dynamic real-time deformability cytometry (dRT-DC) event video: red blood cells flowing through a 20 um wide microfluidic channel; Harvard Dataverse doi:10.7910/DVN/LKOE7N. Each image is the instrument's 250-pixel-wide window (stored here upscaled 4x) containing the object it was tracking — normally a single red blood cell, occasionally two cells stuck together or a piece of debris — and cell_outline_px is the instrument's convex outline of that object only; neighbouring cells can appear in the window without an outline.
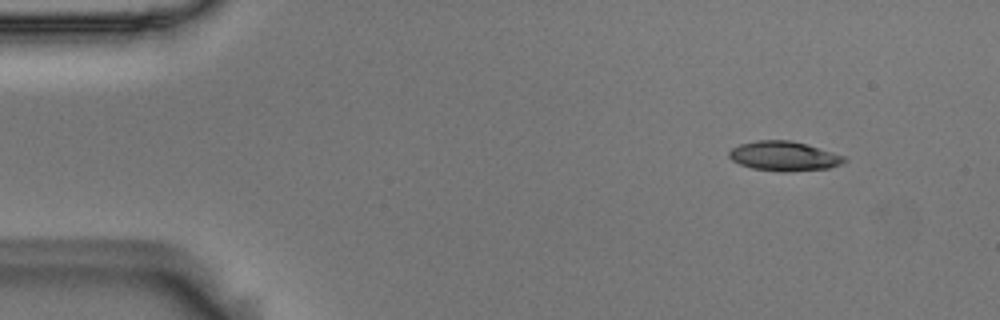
{"species": "Egyptian fruit bat (a non-hibernating species)", "species_latin": "Rousettus aegyptiacus", "temperature_condition": "room temperature", "stored_images_in_passage": 50, "camera_frame_rate_fps": 3000, "um_per_image_px": 0.085, "animal": {"sex": "male"}, "frame": {"image": 1, "passage_image": 1, "time_ms": 0.0, "image_size_px": [1000, 320], "cell_outline_px": [[848, 160], [840, 164], [828, 168], [784, 172], [752, 168], [740, 164], [732, 160], [728, 156], [728, 152], [732, 148], [740, 144], [756, 140], [792, 140], [844, 156]], "centroid_in_image_um": [66.6, 13.26], "position_along_channel_um": 18.4, "area_um2": 19.65}}
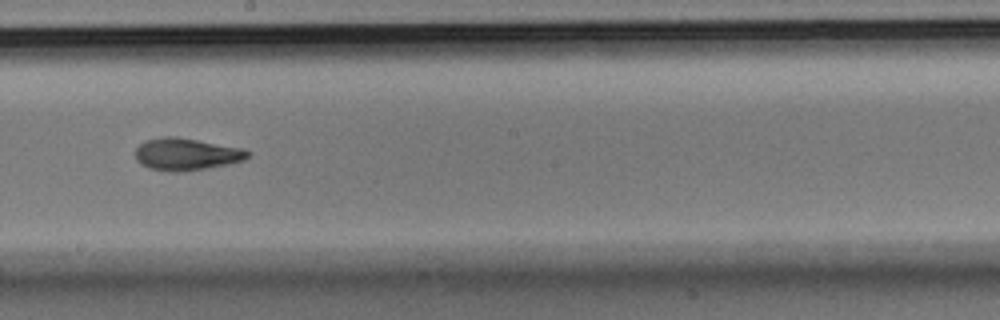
{"frame": {"image": 2, "passage_image": 26, "time_ms": 8.333, "image_size_px": [1000, 320], "cell_outline_px": [[252, 152], [244, 160], [228, 164], [180, 172], [176, 172], [148, 168], [140, 164], [136, 160], [136, 148], [144, 140], [160, 136], [176, 136], [244, 148]], "centroid_in_image_um": [15.83, 13.09], "position_along_channel_um": 232.4, "area_um2": 21.21}}
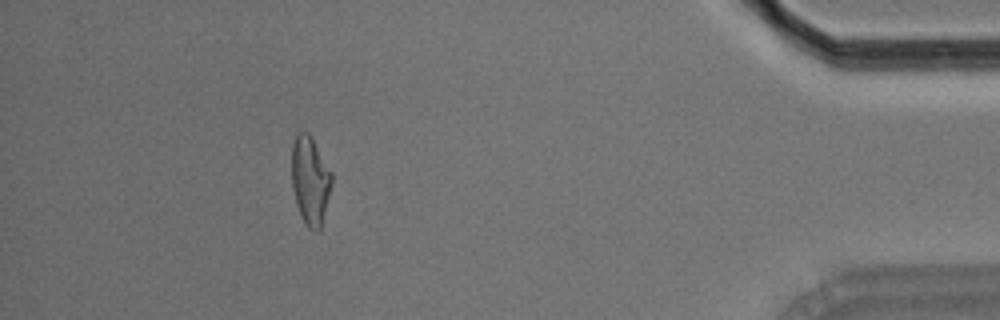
{"frame": {"image": 3, "passage_image": 45, "time_ms": 14.667, "image_size_px": [1000, 320], "cell_outline_px": [[332, 184], [320, 228], [316, 232], [308, 228], [300, 216], [296, 204], [292, 188], [292, 144], [296, 132], [308, 132], [332, 172]], "centroid_in_image_um": [26.35, 15.33], "position_along_channel_um": 408.8, "area_um2": 20.58}, "authors_computed_cell_mechanics": {"area_um2": 20.4612, "velocity_mm_per_s": 3.6386, "shape_relaxation_time_tau1_ms": 7.3931, "shape_relaxation_time_tau2_ms": 2.9935, "deformation_change_tau1": 0.2045, "deformation_change_tau2": 0.112}}